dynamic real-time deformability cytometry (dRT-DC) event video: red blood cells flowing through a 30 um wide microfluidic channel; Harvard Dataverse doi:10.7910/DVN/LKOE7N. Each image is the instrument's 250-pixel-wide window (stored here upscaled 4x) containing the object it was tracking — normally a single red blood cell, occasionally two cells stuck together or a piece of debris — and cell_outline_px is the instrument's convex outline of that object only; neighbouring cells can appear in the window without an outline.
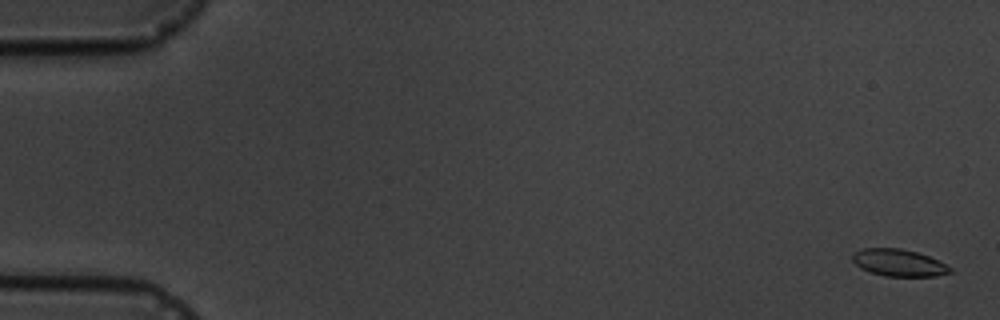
{"species": "common noctule bat (a hibernating species)", "species_latin": "Nyctalus noctula", "temperature_condition": "cold", "stored_images_in_passage": 7, "camera_frame_rate_fps": 3000, "um_per_image_px": 0.085, "animal": {"sex": "male", "body_mass_g": 19.5, "forearm_length_mm": 54.6}, "frame": {"image": 1, "passage_image": 1, "time_ms": 0.0, "image_size_px": [1000, 320], "cell_outline_px": [[952, 272], [936, 276], [884, 276], [860, 268], [852, 260], [852, 252], [864, 248], [900, 248], [916, 252], [928, 256], [952, 268]], "centroid_in_image_um": [76.36, 22.33], "position_along_channel_um": 8.6, "area_um2": 15.26}}
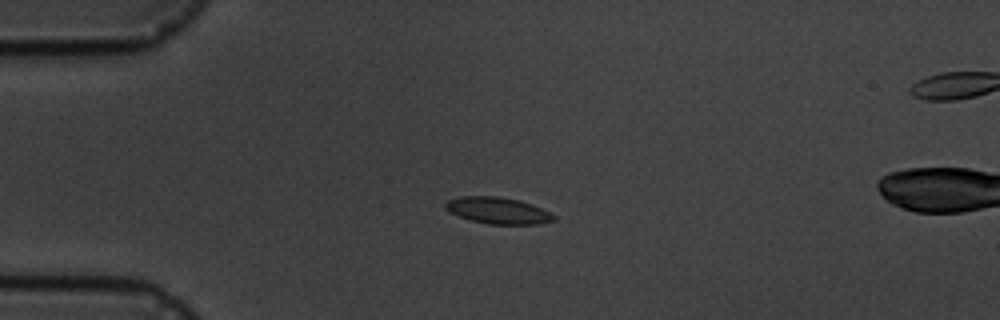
{"frame": {"image": 2, "passage_image": 5, "time_ms": 4.333, "image_size_px": [1000, 320], "cell_outline_px": [[556, 220], [540, 224], [488, 224], [472, 220], [460, 216], [444, 208], [444, 204], [448, 200], [460, 196], [496, 196], [520, 200], [532, 204], [556, 216]], "centroid_in_image_um": [42.34, 17.89], "position_along_channel_um": 42.7, "area_um2": 16.65}}
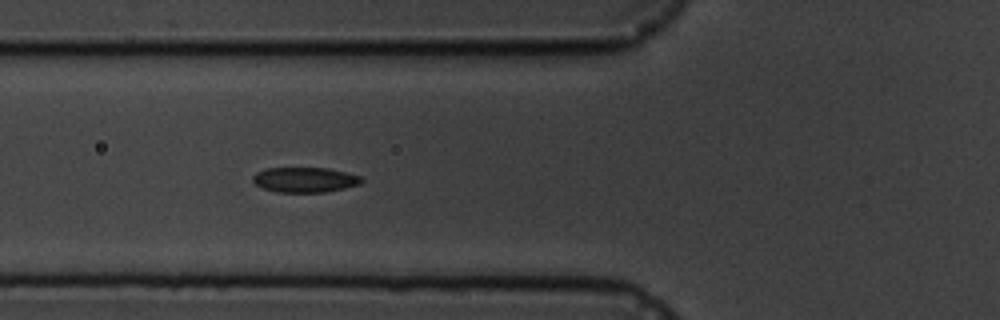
{"frame": {"image": 3, "passage_image": 7, "time_ms": 6.667, "image_size_px": [1000, 320], "cell_outline_px": [[364, 180], [360, 184], [328, 192], [276, 192], [264, 188], [256, 184], [252, 180], [252, 176], [256, 172], [264, 168], [328, 168], [360, 176]], "centroid_in_image_um": [25.9, 15.28], "position_along_channel_um": 99.9, "area_um2": 15.9}}